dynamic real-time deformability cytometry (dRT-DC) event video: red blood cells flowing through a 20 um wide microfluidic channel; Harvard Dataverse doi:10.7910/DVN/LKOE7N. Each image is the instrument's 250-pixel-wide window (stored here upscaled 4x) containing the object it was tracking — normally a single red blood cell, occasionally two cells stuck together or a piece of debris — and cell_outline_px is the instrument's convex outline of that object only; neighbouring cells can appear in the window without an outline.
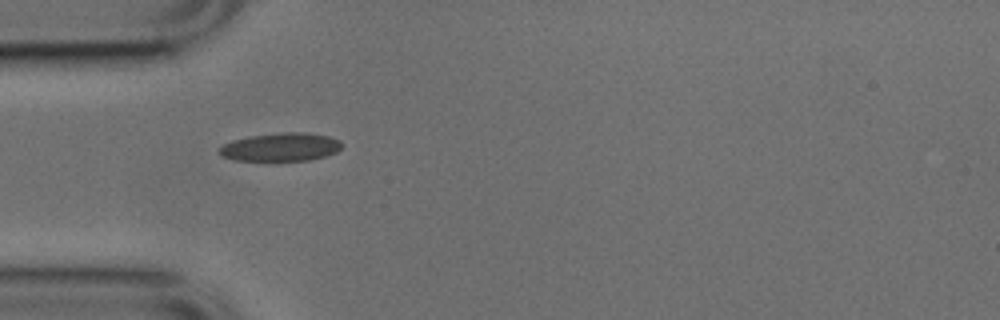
{"species": "common noctule bat (a hibernating species)", "species_latin": "Nyctalus noctula", "temperature_condition": "cold", "stored_images_in_passage": 38, "camera_frame_rate_fps": 3000, "um_per_image_px": 0.085, "animal": {"sex": "male", "body_mass_g": 17.9, "forearm_length_mm": 54.2}, "frame": {"image": 1, "passage_image": 1, "time_ms": 0.0, "image_size_px": [1000, 320], "cell_outline_px": [[344, 144], [336, 152], [324, 156], [308, 160], [272, 164], [236, 160], [224, 156], [220, 152], [220, 148], [224, 144], [232, 140], [248, 136], [284, 132], [308, 132], [328, 136], [340, 140]], "centroid_in_image_um": [23.87, 12.54], "position_along_channel_um": 61.1, "area_um2": 21.04}}
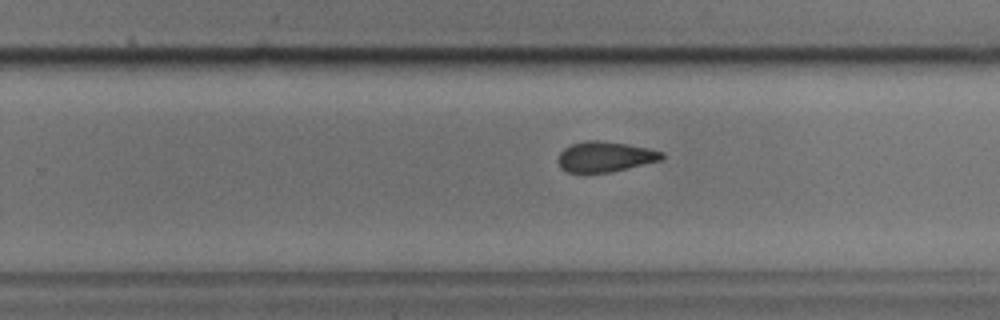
{"frame": {"image": 2, "passage_image": 18, "time_ms": 5.667, "image_size_px": [1000, 320], "cell_outline_px": [[664, 156], [660, 160], [612, 172], [568, 172], [560, 168], [556, 160], [560, 152], [564, 148], [572, 144], [584, 140], [600, 140], [628, 144], [648, 148], [664, 152]], "centroid_in_image_um": [51.4, 13.31], "position_along_channel_um": 278.4, "area_um2": 18.44}}
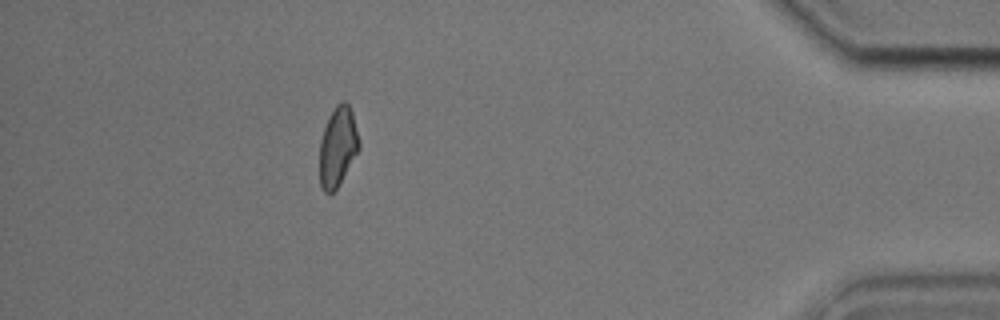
{"frame": {"image": 3, "passage_image": 32, "time_ms": 10.333, "image_size_px": [1000, 320], "cell_outline_px": [[360, 148], [336, 188], [332, 192], [324, 192], [320, 184], [320, 140], [328, 116], [336, 104], [340, 100], [344, 100], [348, 104], [352, 112], [360, 140]], "centroid_in_image_um": [28.71, 12.4], "position_along_channel_um": 406.5, "area_um2": 18.21}}